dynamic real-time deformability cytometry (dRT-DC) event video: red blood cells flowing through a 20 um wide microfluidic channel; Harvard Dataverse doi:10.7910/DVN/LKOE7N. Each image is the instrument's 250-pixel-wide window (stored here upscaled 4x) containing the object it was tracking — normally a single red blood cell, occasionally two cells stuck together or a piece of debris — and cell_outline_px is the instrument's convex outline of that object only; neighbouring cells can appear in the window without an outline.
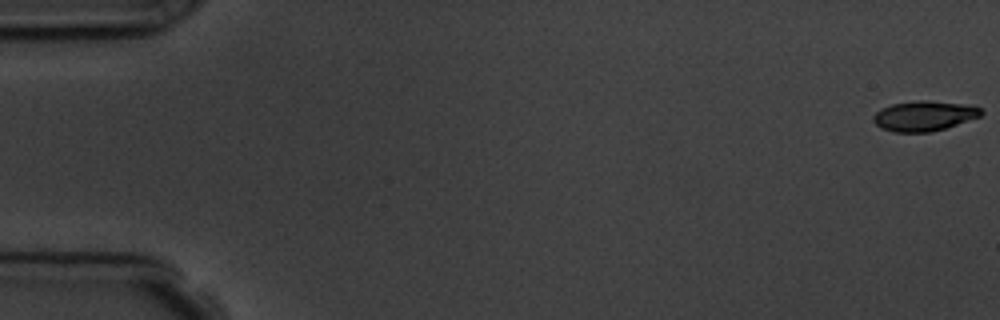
{"species": "common noctule bat (a hibernating species)", "species_latin": "Nyctalus noctula", "temperature_condition": "room temperature", "stored_images_in_passage": 8, "camera_frame_rate_fps": 3000, "um_per_image_px": 0.085, "animal": {"sex": "male", "body_mass_g": 19.5, "forearm_length_mm": 54.6}, "frame": {"image": 1, "passage_image": 1, "time_ms": 0.0, "image_size_px": [1000, 320], "cell_outline_px": [[984, 112], [980, 116], [944, 128], [928, 132], [892, 132], [880, 128], [872, 120], [872, 116], [880, 108], [892, 104], [920, 100], [924, 100], [964, 104], [980, 108]], "centroid_in_image_um": [78.49, 9.85], "position_along_channel_um": 6.5, "area_um2": 18.73}}
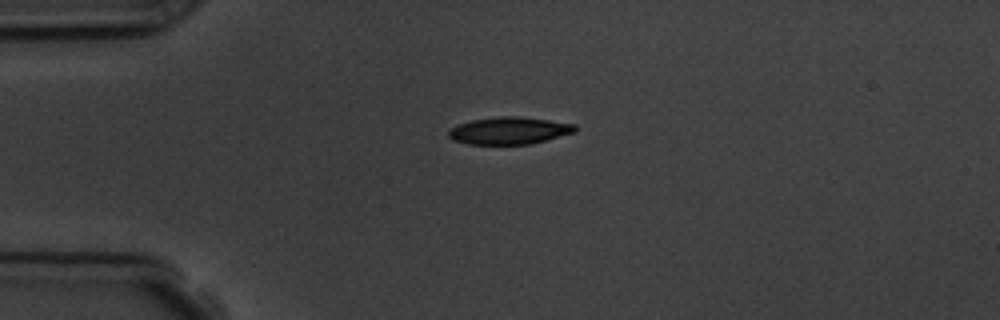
{"frame": {"image": 2, "passage_image": 5, "time_ms": 4.333, "image_size_px": [1000, 320], "cell_outline_px": [[576, 132], [528, 144], [468, 144], [452, 140], [448, 136], [448, 132], [452, 128], [460, 124], [472, 120], [500, 116], [516, 116], [548, 120], [576, 124]], "centroid_in_image_um": [43.28, 11.1], "position_along_channel_um": 41.7, "area_um2": 19.83}}